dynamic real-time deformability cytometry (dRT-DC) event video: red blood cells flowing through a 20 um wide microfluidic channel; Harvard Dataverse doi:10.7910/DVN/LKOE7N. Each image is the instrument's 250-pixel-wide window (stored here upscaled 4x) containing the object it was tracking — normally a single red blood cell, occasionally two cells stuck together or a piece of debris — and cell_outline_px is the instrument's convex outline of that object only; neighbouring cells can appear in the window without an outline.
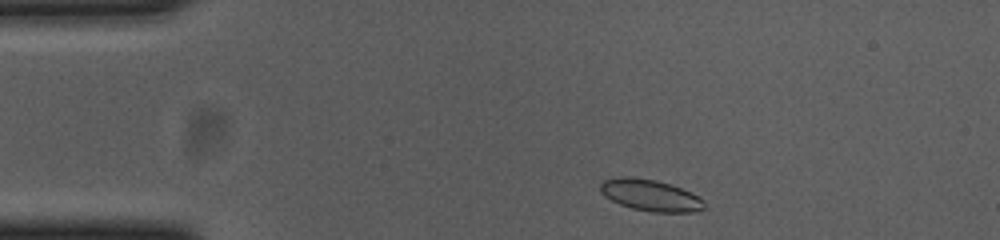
{"species": "common noctule bat (a hibernating species)", "species_latin": "Nyctalus noctula", "temperature_condition": "cold", "stored_images_in_passage": 47, "camera_frame_rate_fps": 3000, "um_per_image_px": 0.085, "animal": {"sex": "female", "body_mass_g": 23.0, "forearm_length_mm": 53.4}, "frame": {"image": 1, "passage_image": 2, "time_ms": 0.333, "image_size_px": [1000, 240], "cell_outline_px": [[704, 208], [692, 212], [652, 212], [632, 208], [620, 204], [604, 196], [600, 192], [600, 184], [604, 180], [620, 176], [632, 176], [656, 180], [680, 188], [704, 200]], "centroid_in_image_um": [55.23, 16.59], "position_along_channel_um": 29.8, "area_um2": 18.9}}
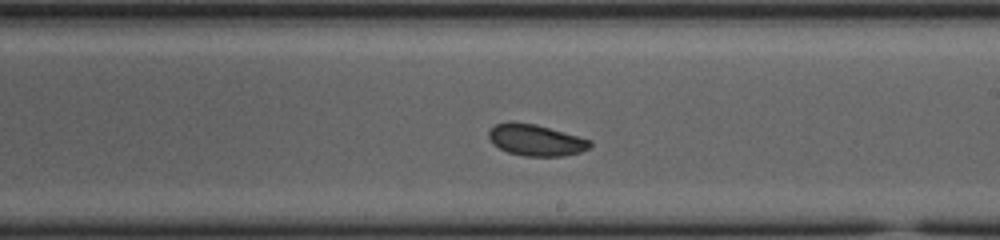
{"frame": {"image": 2, "passage_image": 24, "time_ms": 7.667, "image_size_px": [1000, 240], "cell_outline_px": [[592, 144], [588, 148], [580, 152], [564, 156], [524, 156], [508, 152], [492, 144], [488, 136], [488, 132], [496, 124], [508, 120], [512, 120], [536, 124], [592, 140]], "centroid_in_image_um": [45.52, 11.89], "position_along_channel_um": 243.5, "area_um2": 18.73}}
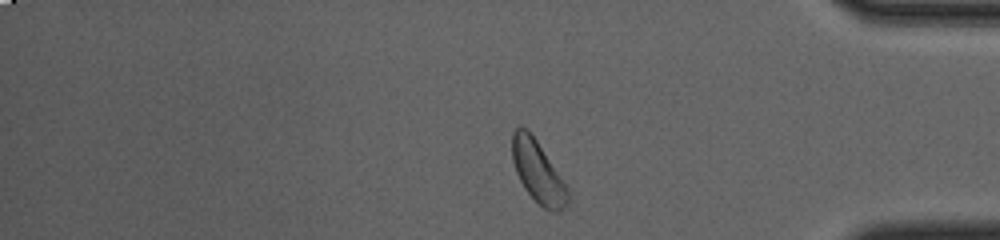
{"frame": {"image": 3, "passage_image": 38, "time_ms": 12.333, "image_size_px": [1000, 240], "cell_outline_px": [[568, 200], [560, 212], [552, 212], [544, 208], [524, 188], [516, 172], [512, 160], [512, 132], [520, 124], [528, 128], [568, 188]], "centroid_in_image_um": [45.69, 14.56], "position_along_channel_um": 389.5, "area_um2": 19.77}, "authors_computed_cell_mechanics": {"area_um2": 19.2474, "velocity_mm_per_s": 3.6335, "shape_relaxation_time_tau1_ms": 2.6092, "shape_relaxation_time_tau2_ms": null, "deformation_change_tau1": 0.0709, "deformation_change_tau2": null}}